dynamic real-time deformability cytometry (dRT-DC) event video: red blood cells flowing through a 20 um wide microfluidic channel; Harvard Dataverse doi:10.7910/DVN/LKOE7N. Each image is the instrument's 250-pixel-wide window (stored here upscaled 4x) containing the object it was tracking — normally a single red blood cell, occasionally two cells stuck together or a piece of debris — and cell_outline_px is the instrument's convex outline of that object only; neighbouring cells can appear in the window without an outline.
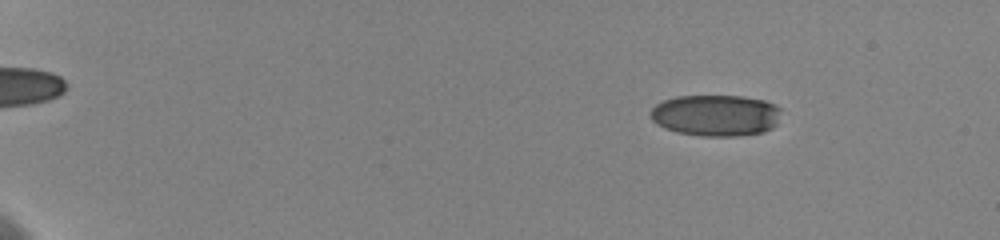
{"species": "human", "species_latin": "Homo sapiens", "temperature_condition": "cold", "stored_images_in_passage": 54, "camera_frame_rate_fps": 3000, "um_per_image_px": 0.085, "donor": {"sex": "female"}, "frame": {"image": 1, "passage_image": 4, "time_ms": 1.0, "image_size_px": [1000, 240], "cell_outline_px": [[780, 108], [776, 124], [772, 128], [764, 132], [736, 136], [700, 136], [676, 132], [664, 128], [656, 124], [652, 120], [648, 112], [656, 104], [664, 100], [676, 96], [740, 96], [764, 100]], "centroid_in_image_um": [60.79, 9.81], "position_along_channel_um": 24.2, "area_um2": 31.62}}
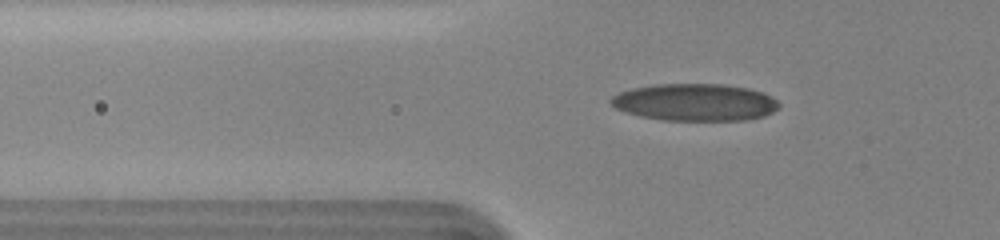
{"frame": {"image": 2, "passage_image": 18, "time_ms": 5.667, "image_size_px": [1000, 240], "cell_outline_px": [[780, 108], [764, 116], [744, 120], [664, 120], [640, 116], [616, 108], [608, 100], [612, 96], [620, 92], [632, 88], [656, 84], [724, 84], [748, 88], [764, 92], [772, 96], [780, 104]], "centroid_in_image_um": [59.11, 8.69], "position_along_channel_um": 66.7, "area_um2": 36.47}}
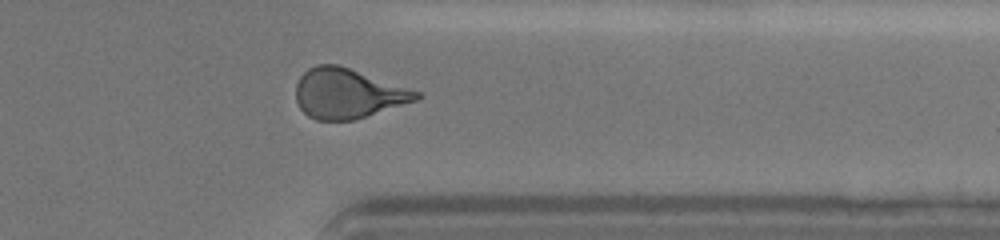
{"frame": {"image": 3, "passage_image": 45, "time_ms": 14.667, "image_size_px": [1000, 240], "cell_outline_px": [[424, 96], [416, 100], [352, 120], [316, 120], [308, 116], [300, 108], [296, 100], [296, 84], [300, 76], [308, 68], [316, 64], [336, 64], [424, 92]], "centroid_in_image_um": [29.57, 7.93], "position_along_channel_um": 381.8, "area_um2": 34.91}, "authors_computed_cell_mechanics": {"area_um2": 34.5933, "velocity_mm_per_s": 3.6026, "shape_relaxation_time_tau1_ms": 4.6752, "shape_relaxation_time_tau2_ms": 1.1353, "deformation_change_tau1": 0.162, "deformation_change_tau2": 0.0786}}